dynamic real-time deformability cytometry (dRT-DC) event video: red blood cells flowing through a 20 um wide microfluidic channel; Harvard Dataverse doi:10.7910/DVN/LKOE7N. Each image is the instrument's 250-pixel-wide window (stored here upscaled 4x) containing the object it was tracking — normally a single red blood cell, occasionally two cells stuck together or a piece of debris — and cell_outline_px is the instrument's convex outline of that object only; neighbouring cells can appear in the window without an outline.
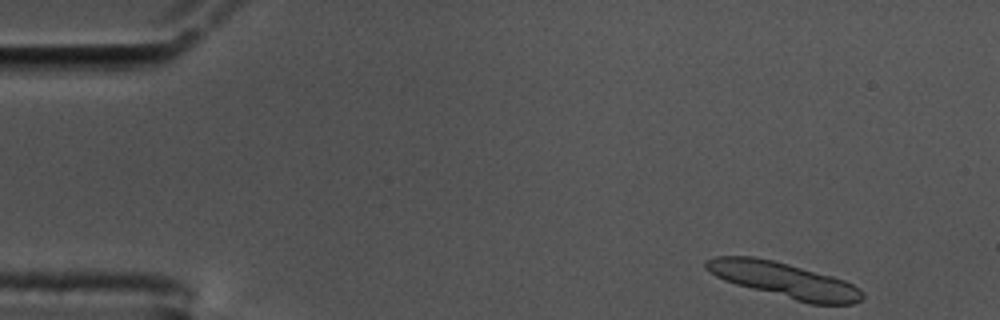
{"species": "common noctule bat (a hibernating species)", "species_latin": "Nyctalus noctula", "temperature_condition": "cold", "stored_images_in_passage": 11, "camera_frame_rate_fps": 3000, "um_per_image_px": 0.085, "animal": {"sex": "male", "body_mass_g": 17.5, "forearm_length_mm": 52.3}, "frame": {"image": 1, "passage_image": 1, "time_ms": 0.0, "image_size_px": [1000, 320], "cell_outline_px": [[864, 296], [860, 300], [852, 304], [808, 304], [736, 284], [724, 280], [716, 276], [704, 268], [704, 260], [716, 256], [752, 256], [772, 260], [788, 264], [832, 276], [844, 280], [860, 288], [864, 292]], "centroid_in_image_um": [66.64, 23.81], "position_along_channel_um": 18.4, "area_um2": 32.08}}